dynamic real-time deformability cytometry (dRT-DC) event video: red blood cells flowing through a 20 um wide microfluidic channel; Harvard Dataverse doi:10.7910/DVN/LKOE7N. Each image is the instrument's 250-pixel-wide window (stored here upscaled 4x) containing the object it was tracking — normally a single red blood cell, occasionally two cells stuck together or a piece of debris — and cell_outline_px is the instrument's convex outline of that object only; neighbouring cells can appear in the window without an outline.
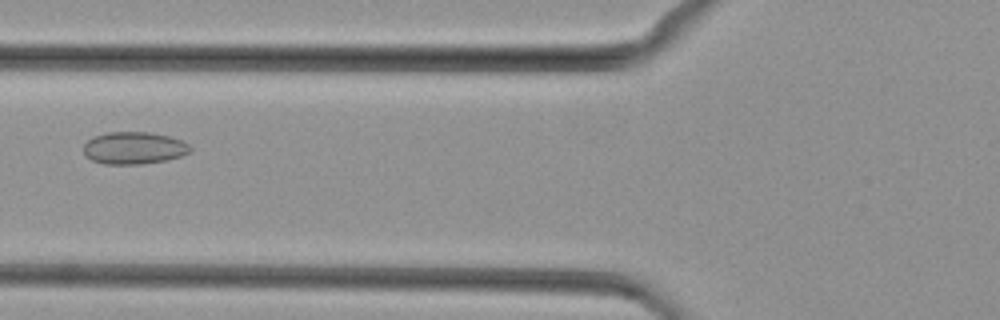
{"species": "common noctule bat (a hibernating species)", "species_latin": "Nyctalus noctula", "temperature_condition": "cold", "stored_images_in_passage": 40, "camera_frame_rate_fps": 3000, "um_per_image_px": 0.085, "animal": {"sex": "female", "body_mass_g": 29.2, "forearm_length_mm": 56.3}, "frame": {"image": 1, "passage_image": 11, "time_ms": 3.333, "image_size_px": [1000, 320], "cell_outline_px": [[192, 152], [180, 156], [164, 160], [140, 164], [104, 164], [92, 160], [84, 156], [84, 144], [88, 140], [96, 136], [108, 132], [148, 132], [168, 136], [180, 140], [188, 144], [192, 148]], "centroid_in_image_um": [11.37, 12.58], "position_along_channel_um": 114.4, "area_um2": 19.94}}
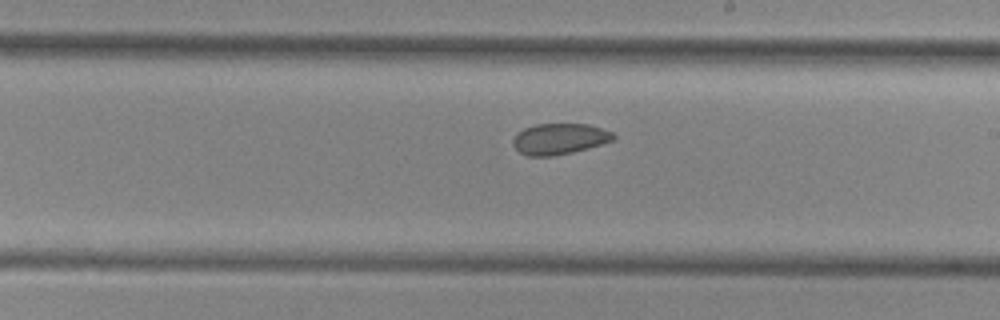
{"frame": {"image": 2, "passage_image": 20, "time_ms": 6.333, "image_size_px": [1000, 320], "cell_outline_px": [[616, 140], [588, 148], [556, 156], [528, 156], [520, 152], [512, 144], [512, 140], [516, 132], [524, 128], [536, 124], [588, 124], [612, 132], [616, 136]], "centroid_in_image_um": [47.55, 11.81], "position_along_channel_um": 241.5, "area_um2": 18.26}}
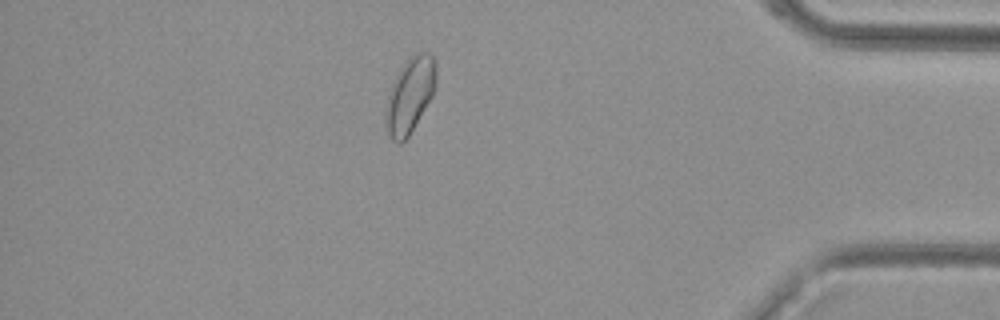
{"frame": {"image": 3, "passage_image": 34, "time_ms": 11.0, "image_size_px": [1000, 320], "cell_outline_px": [[436, 88], [432, 96], [408, 136], [400, 144], [392, 140], [388, 132], [388, 96], [392, 84], [400, 68], [416, 52], [428, 52], [436, 60]], "centroid_in_image_um": [34.91, 8.03], "position_along_channel_um": 400.3, "area_um2": 21.33}}